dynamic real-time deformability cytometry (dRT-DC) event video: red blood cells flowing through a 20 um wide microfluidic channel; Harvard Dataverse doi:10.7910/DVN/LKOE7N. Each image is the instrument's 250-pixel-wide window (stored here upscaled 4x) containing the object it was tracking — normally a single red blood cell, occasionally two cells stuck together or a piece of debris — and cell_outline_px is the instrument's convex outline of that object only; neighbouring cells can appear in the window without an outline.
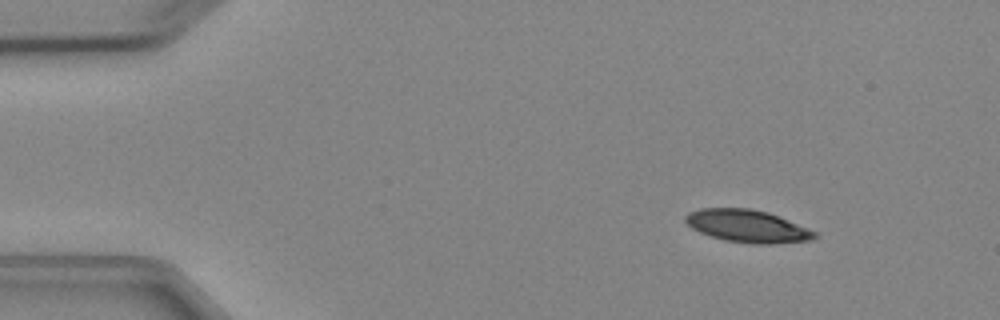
{"species": "Egyptian fruit bat (a non-hibernating species)", "species_latin": "Rousettus aegyptiacus", "temperature_condition": "cold", "stored_images_in_passage": 4, "camera_frame_rate_fps": 3000, "um_per_image_px": 0.085, "animal": {"sex": "female"}, "frame": {"image": 1, "passage_image": 1, "time_ms": 0.0, "image_size_px": [1000, 320], "cell_outline_px": [[820, 236], [812, 240], [772, 244], [752, 244], [724, 240], [700, 232], [692, 228], [684, 220], [684, 216], [688, 212], [700, 208], [752, 208], [768, 212], [816, 232]], "centroid_in_image_um": [63.52, 19.22], "position_along_channel_um": 21.5, "area_um2": 24.51}}
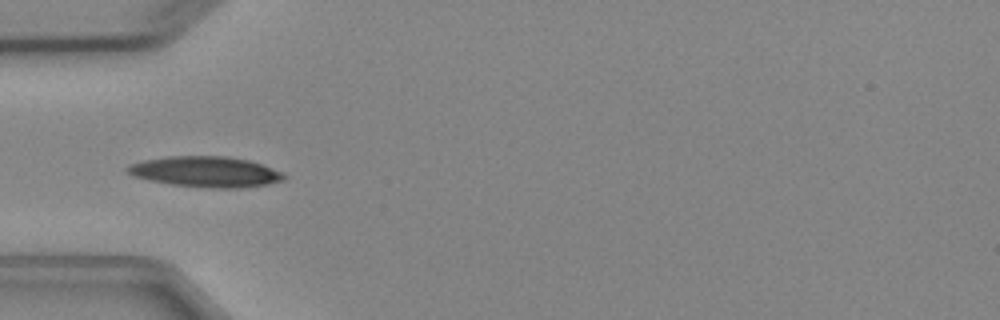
{"frame": {"image": 2, "passage_image": 4, "time_ms": 3.333, "image_size_px": [1000, 320], "cell_outline_px": [[288, 176], [284, 180], [268, 184], [240, 188], [208, 188], [172, 184], [148, 180], [132, 176], [124, 168], [128, 164], [144, 160], [168, 156], [224, 156], [248, 160], [284, 172]], "centroid_in_image_um": [17.48, 14.6], "position_along_channel_um": 67.5, "area_um2": 28.09}}